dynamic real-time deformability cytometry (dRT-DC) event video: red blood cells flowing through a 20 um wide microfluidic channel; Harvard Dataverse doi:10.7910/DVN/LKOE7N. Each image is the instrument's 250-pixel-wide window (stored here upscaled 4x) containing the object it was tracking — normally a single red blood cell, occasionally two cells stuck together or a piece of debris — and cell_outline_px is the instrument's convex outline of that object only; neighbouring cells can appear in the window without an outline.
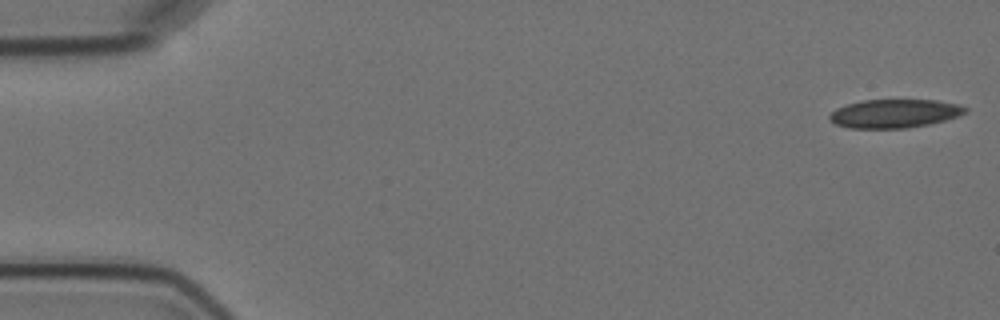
{"species": "Egyptian fruit bat (a non-hibernating species)", "species_latin": "Rousettus aegyptiacus", "temperature_condition": "cold", "stored_images_in_passage": 10, "camera_frame_rate_fps": 3000, "um_per_image_px": 0.085, "animal": {"sex": "female"}, "frame": {"image": 1, "passage_image": 1, "time_ms": 0.0, "image_size_px": [1000, 320], "cell_outline_px": [[968, 112], [944, 120], [928, 124], [908, 128], [848, 128], [836, 124], [828, 120], [828, 116], [836, 108], [848, 104], [864, 100], [936, 100], [960, 104], [968, 108]], "centroid_in_image_um": [76.03, 9.65], "position_along_channel_um": 9.0, "area_um2": 22.6}}
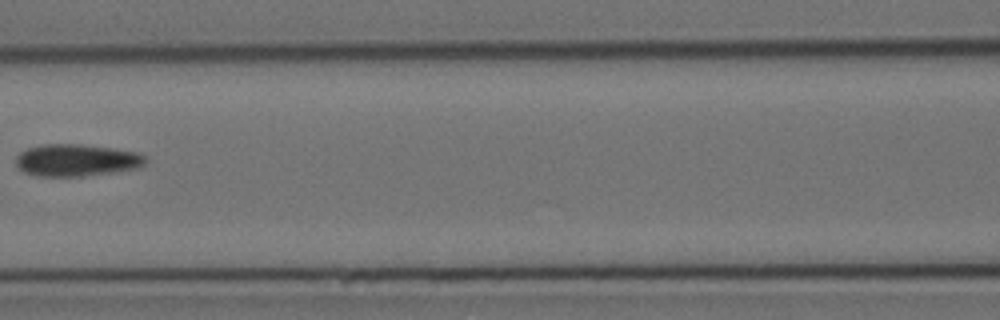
{"frame": {"image": 2, "passage_image": 7, "time_ms": 8.0, "image_size_px": [1000, 320], "cell_outline_px": [[148, 160], [140, 168], [112, 172], [80, 176], [36, 176], [24, 172], [16, 164], [16, 156], [20, 152], [28, 148], [44, 144], [80, 144], [112, 148], [136, 152], [144, 156]], "centroid_in_image_um": [6.5, 13.61], "position_along_channel_um": 160.1, "area_um2": 24.16}}
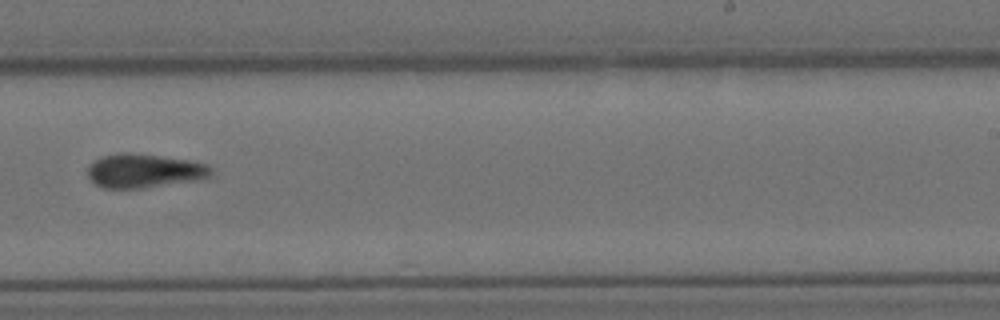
{"frame": {"image": 3, "passage_image": 10, "time_ms": 11.333, "image_size_px": [1000, 320], "cell_outline_px": [[212, 176], [204, 180], [140, 188], [104, 188], [96, 184], [88, 176], [88, 168], [96, 160], [104, 156], [120, 152], [128, 152], [160, 156], [188, 160], [208, 164], [212, 168]], "centroid_in_image_um": [12.34, 14.53], "position_along_channel_um": 276.7, "area_um2": 24.45}}